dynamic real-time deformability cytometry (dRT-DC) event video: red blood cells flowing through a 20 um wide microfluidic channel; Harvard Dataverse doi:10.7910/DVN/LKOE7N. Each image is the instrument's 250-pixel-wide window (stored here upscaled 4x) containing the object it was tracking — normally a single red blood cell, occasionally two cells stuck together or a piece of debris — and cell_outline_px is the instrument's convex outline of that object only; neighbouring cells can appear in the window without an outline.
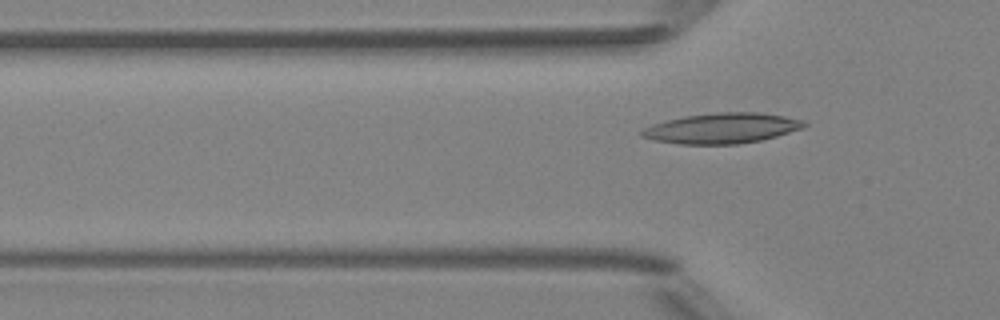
{"species": "Egyptian fruit bat (a non-hibernating species)", "species_latin": "Rousettus aegyptiacus", "temperature_condition": "room temperature", "stored_images_in_passage": 5, "segment_of_instrument_passage": [2, 2], "camera_frame_rate_fps": 3000, "um_per_image_px": 0.085, "animal": {"sex": "female"}, "frame": {"image": 1, "passage_image": 5, "time_ms": 1.333, "image_size_px": [1000, 320], "cell_outline_px": [[808, 124], [804, 128], [776, 136], [760, 140], [736, 144], [676, 144], [652, 140], [640, 136], [640, 132], [644, 128], [652, 124], [684, 116], [716, 112], [760, 112], [784, 116], [804, 120]], "centroid_in_image_um": [61.36, 10.9], "position_along_channel_um": 64.4, "area_um2": 28.84}}